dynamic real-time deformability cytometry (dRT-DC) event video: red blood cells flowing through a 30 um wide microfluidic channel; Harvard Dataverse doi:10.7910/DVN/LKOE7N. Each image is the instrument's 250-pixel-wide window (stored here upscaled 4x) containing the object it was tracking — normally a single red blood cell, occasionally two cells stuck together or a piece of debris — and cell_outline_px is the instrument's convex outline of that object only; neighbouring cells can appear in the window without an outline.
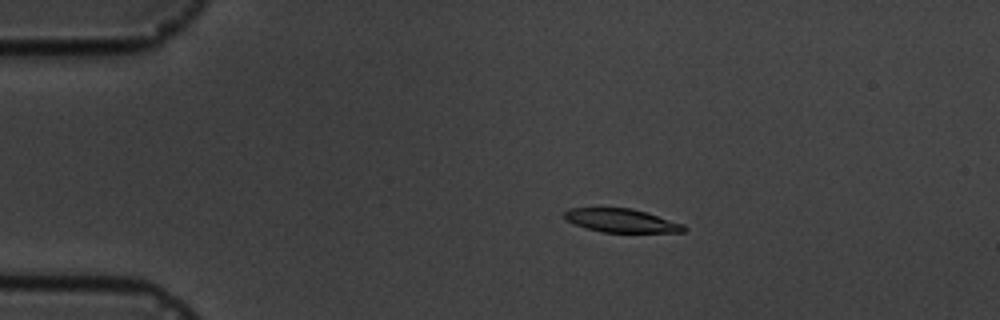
{"species": "common noctule bat (a hibernating species)", "species_latin": "Nyctalus noctula", "temperature_condition": "cold", "stored_images_in_passage": 5, "camera_frame_rate_fps": 3000, "um_per_image_px": 0.085, "animal": {"sex": "male", "body_mass_g": 19.5, "forearm_length_mm": 54.6}, "frame": {"image": 1, "passage_image": 4, "time_ms": 3.333, "image_size_px": [1000, 320], "cell_outline_px": [[688, 228], [684, 232], [600, 232], [564, 220], [564, 212], [568, 208], [632, 208], [648, 212], [684, 224]], "centroid_in_image_um": [52.85, 18.74], "position_along_channel_um": 32.2, "area_um2": 16.47}}